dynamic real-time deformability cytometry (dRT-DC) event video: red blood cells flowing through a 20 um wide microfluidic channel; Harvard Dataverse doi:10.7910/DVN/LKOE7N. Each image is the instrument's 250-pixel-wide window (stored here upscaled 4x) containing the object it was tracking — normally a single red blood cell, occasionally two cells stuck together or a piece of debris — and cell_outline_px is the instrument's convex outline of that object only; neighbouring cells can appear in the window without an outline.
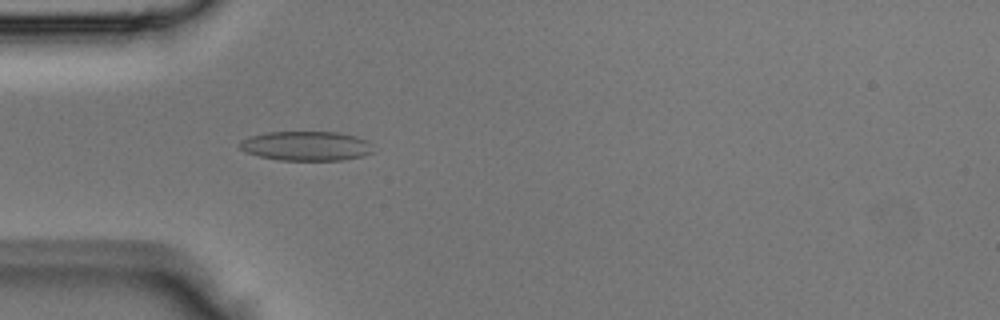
{"species": "Egyptian fruit bat (a non-hibernating species)", "species_latin": "Rousettus aegyptiacus", "temperature_condition": "room temperature", "stored_images_in_passage": 43, "camera_frame_rate_fps": 3000, "um_per_image_px": 0.085, "animal": {"sex": "male"}, "frame": {"image": 1, "passage_image": 12, "time_ms": 3.667, "image_size_px": [1000, 320], "cell_outline_px": [[372, 152], [364, 156], [340, 160], [280, 160], [260, 156], [244, 152], [240, 148], [240, 140], [248, 136], [268, 132], [340, 132], [356, 136], [368, 140], [372, 144]], "centroid_in_image_um": [26.04, 12.4], "position_along_channel_um": 59.0, "area_um2": 23.06}}
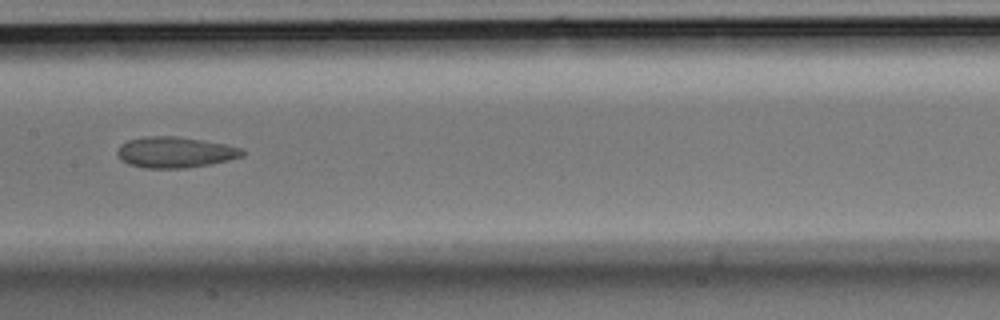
{"frame": {"image": 2, "passage_image": 21, "time_ms": 6.667, "image_size_px": [1000, 320], "cell_outline_px": [[244, 156], [212, 164], [184, 168], [144, 168], [128, 164], [120, 160], [116, 152], [120, 144], [128, 140], [144, 136], [176, 136], [204, 140], [244, 148]], "centroid_in_image_um": [14.87, 12.94], "position_along_channel_um": 192.5, "area_um2": 22.77}}
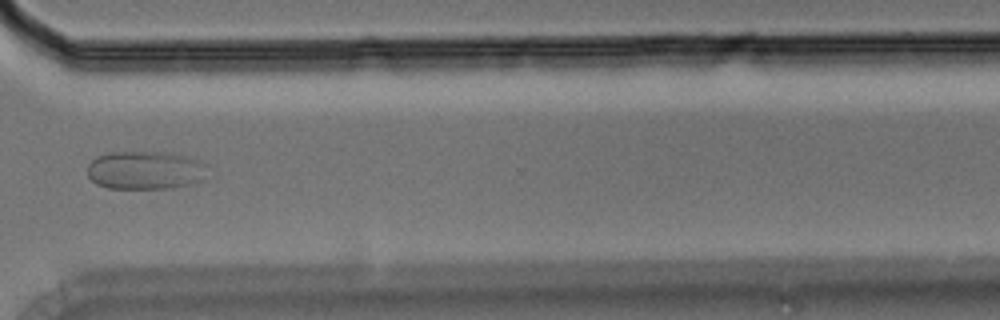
{"frame": {"image": 3, "passage_image": 32, "time_ms": 10.333, "image_size_px": [1000, 320], "cell_outline_px": [[204, 180], [172, 188], [108, 188], [96, 184], [88, 176], [88, 164], [96, 156], [108, 152], [172, 152], [188, 156], [200, 160], [204, 164]], "centroid_in_image_um": [12.32, 14.45], "position_along_channel_um": 358.3, "area_um2": 26.93}}